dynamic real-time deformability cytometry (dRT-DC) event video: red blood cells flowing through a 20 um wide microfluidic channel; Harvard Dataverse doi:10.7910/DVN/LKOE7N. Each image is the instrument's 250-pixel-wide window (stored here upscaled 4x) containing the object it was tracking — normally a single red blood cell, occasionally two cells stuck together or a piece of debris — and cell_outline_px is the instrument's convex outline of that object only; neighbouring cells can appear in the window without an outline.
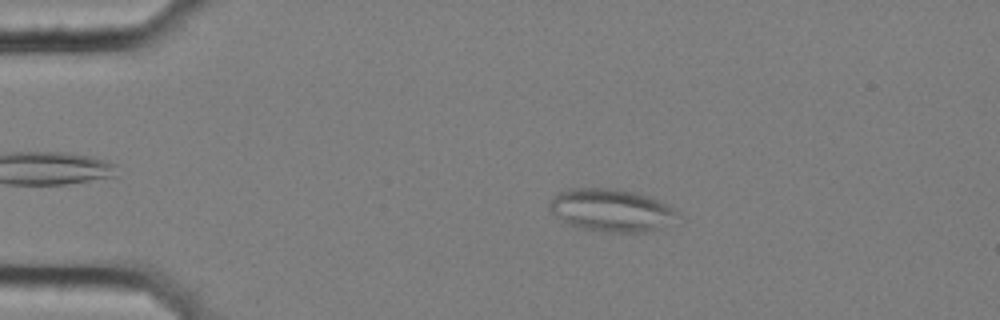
{"species": "common noctule bat (a hibernating species)", "species_latin": "Nyctalus noctula", "temperature_condition": "cold", "stored_images_in_passage": 51, "camera_frame_rate_fps": 3000, "um_per_image_px": 0.085, "animal": {"sex": "female", "body_mass_g": 25.1}, "frame": {"image": 1, "passage_image": 5, "time_ms": 1.333, "image_size_px": [1000, 320], "cell_outline_px": [[684, 216], [660, 228], [644, 232], [604, 232], [576, 228], [564, 224], [548, 208], [548, 200], [556, 192], [568, 188], [616, 188], [636, 192], [652, 196], [672, 208]], "centroid_in_image_um": [51.92, 17.86], "position_along_channel_um": 33.1, "area_um2": 32.77}}
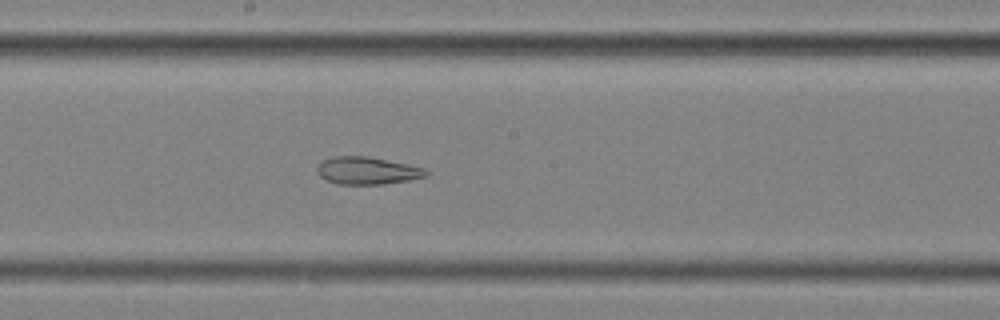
{"frame": {"image": 2, "passage_image": 25, "time_ms": 8.0, "image_size_px": [1000, 320], "cell_outline_px": [[428, 176], [408, 180], [384, 184], [336, 184], [320, 176], [316, 172], [316, 168], [324, 160], [332, 156], [368, 156], [424, 168], [428, 172]], "centroid_in_image_um": [31.19, 14.51], "position_along_channel_um": 217.0, "area_um2": 17.28}}
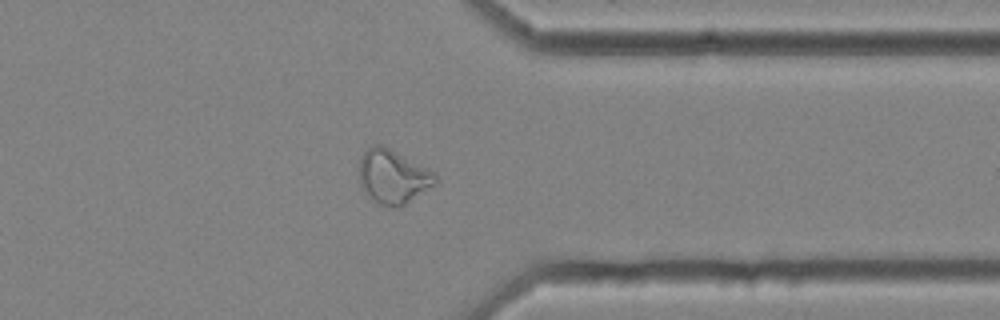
{"frame": {"image": 3, "passage_image": 39, "time_ms": 12.667, "image_size_px": [1000, 320], "cell_outline_px": [[440, 180], [400, 208], [392, 208], [380, 204], [372, 200], [364, 192], [360, 180], [360, 160], [364, 152], [372, 144], [380, 144], [436, 172]], "centroid_in_image_um": [33.42, 15.03], "position_along_channel_um": 378.0, "area_um2": 23.93}, "authors_computed_cell_mechanics": {"area_um2": 24.2182, "velocity_mm_per_s": 3.5194, "shape_relaxation_time_tau1_ms": null, "shape_relaxation_time_tau2_ms": 2.3729, "deformation_change_tau1": null, "deformation_change_tau2": 0.1006}}